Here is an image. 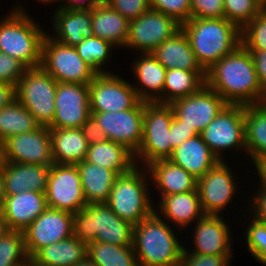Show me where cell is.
<instances>
[{"label":"cell","instance_id":"681fc988","mask_svg":"<svg viewBox=\"0 0 266 266\" xmlns=\"http://www.w3.org/2000/svg\"><path fill=\"white\" fill-rule=\"evenodd\" d=\"M169 133L171 137L170 144L172 150L177 148L187 139L198 135V133L194 129H190L189 127L183 125V123L179 121L175 116L173 117Z\"/></svg>","mask_w":266,"mask_h":266},{"label":"cell","instance_id":"5b68a950","mask_svg":"<svg viewBox=\"0 0 266 266\" xmlns=\"http://www.w3.org/2000/svg\"><path fill=\"white\" fill-rule=\"evenodd\" d=\"M133 225L119 218L106 203L87 204L73 214L72 236L117 246H133Z\"/></svg>","mask_w":266,"mask_h":266},{"label":"cell","instance_id":"74e56055","mask_svg":"<svg viewBox=\"0 0 266 266\" xmlns=\"http://www.w3.org/2000/svg\"><path fill=\"white\" fill-rule=\"evenodd\" d=\"M75 49L84 62L96 73H111L105 71L104 66L110 61L113 53L111 49H115L111 43L98 37L84 38Z\"/></svg>","mask_w":266,"mask_h":266},{"label":"cell","instance_id":"94428289","mask_svg":"<svg viewBox=\"0 0 266 266\" xmlns=\"http://www.w3.org/2000/svg\"><path fill=\"white\" fill-rule=\"evenodd\" d=\"M258 104L266 110V87L263 88L262 96Z\"/></svg>","mask_w":266,"mask_h":266},{"label":"cell","instance_id":"f6af8a7d","mask_svg":"<svg viewBox=\"0 0 266 266\" xmlns=\"http://www.w3.org/2000/svg\"><path fill=\"white\" fill-rule=\"evenodd\" d=\"M26 69L18 59L0 52V82L16 86Z\"/></svg>","mask_w":266,"mask_h":266},{"label":"cell","instance_id":"4dcf8cb0","mask_svg":"<svg viewBox=\"0 0 266 266\" xmlns=\"http://www.w3.org/2000/svg\"><path fill=\"white\" fill-rule=\"evenodd\" d=\"M93 36L124 48L127 42L129 20L112 9L106 2L92 10Z\"/></svg>","mask_w":266,"mask_h":266},{"label":"cell","instance_id":"f35d334b","mask_svg":"<svg viewBox=\"0 0 266 266\" xmlns=\"http://www.w3.org/2000/svg\"><path fill=\"white\" fill-rule=\"evenodd\" d=\"M23 232L9 231L0 237V266H29Z\"/></svg>","mask_w":266,"mask_h":266},{"label":"cell","instance_id":"9c48e42d","mask_svg":"<svg viewBox=\"0 0 266 266\" xmlns=\"http://www.w3.org/2000/svg\"><path fill=\"white\" fill-rule=\"evenodd\" d=\"M58 83L89 85L97 75L75 47L56 41L47 33L42 42L41 65Z\"/></svg>","mask_w":266,"mask_h":266},{"label":"cell","instance_id":"816d5d0a","mask_svg":"<svg viewBox=\"0 0 266 266\" xmlns=\"http://www.w3.org/2000/svg\"><path fill=\"white\" fill-rule=\"evenodd\" d=\"M251 53L257 77L262 88L266 87V50H248Z\"/></svg>","mask_w":266,"mask_h":266},{"label":"cell","instance_id":"2e32d148","mask_svg":"<svg viewBox=\"0 0 266 266\" xmlns=\"http://www.w3.org/2000/svg\"><path fill=\"white\" fill-rule=\"evenodd\" d=\"M225 161H219L214 167L197 180V190L201 207L205 215H220L228 207L237 192V176Z\"/></svg>","mask_w":266,"mask_h":266},{"label":"cell","instance_id":"d6986e66","mask_svg":"<svg viewBox=\"0 0 266 266\" xmlns=\"http://www.w3.org/2000/svg\"><path fill=\"white\" fill-rule=\"evenodd\" d=\"M4 143L7 162L43 166L53 164L49 127L39 126L34 131L13 135Z\"/></svg>","mask_w":266,"mask_h":266},{"label":"cell","instance_id":"7dc6e473","mask_svg":"<svg viewBox=\"0 0 266 266\" xmlns=\"http://www.w3.org/2000/svg\"><path fill=\"white\" fill-rule=\"evenodd\" d=\"M191 18H224L223 0H190Z\"/></svg>","mask_w":266,"mask_h":266},{"label":"cell","instance_id":"30bf717a","mask_svg":"<svg viewBox=\"0 0 266 266\" xmlns=\"http://www.w3.org/2000/svg\"><path fill=\"white\" fill-rule=\"evenodd\" d=\"M244 114L245 105L227 104L200 133L202 140L220 161L225 160L221 154L229 149L237 152L244 150L247 154Z\"/></svg>","mask_w":266,"mask_h":266},{"label":"cell","instance_id":"f5cc1de1","mask_svg":"<svg viewBox=\"0 0 266 266\" xmlns=\"http://www.w3.org/2000/svg\"><path fill=\"white\" fill-rule=\"evenodd\" d=\"M105 3V0H63L59 8L92 10L93 8ZM64 4V5H63Z\"/></svg>","mask_w":266,"mask_h":266},{"label":"cell","instance_id":"f546056e","mask_svg":"<svg viewBox=\"0 0 266 266\" xmlns=\"http://www.w3.org/2000/svg\"><path fill=\"white\" fill-rule=\"evenodd\" d=\"M87 256V244L71 236L39 249L29 266H74Z\"/></svg>","mask_w":266,"mask_h":266},{"label":"cell","instance_id":"4316f807","mask_svg":"<svg viewBox=\"0 0 266 266\" xmlns=\"http://www.w3.org/2000/svg\"><path fill=\"white\" fill-rule=\"evenodd\" d=\"M169 160L191 173L197 180L220 161L200 134L175 148Z\"/></svg>","mask_w":266,"mask_h":266},{"label":"cell","instance_id":"d6a6232c","mask_svg":"<svg viewBox=\"0 0 266 266\" xmlns=\"http://www.w3.org/2000/svg\"><path fill=\"white\" fill-rule=\"evenodd\" d=\"M87 204L106 203L119 176L116 171L90 164L83 160L76 164Z\"/></svg>","mask_w":266,"mask_h":266},{"label":"cell","instance_id":"bcb514c9","mask_svg":"<svg viewBox=\"0 0 266 266\" xmlns=\"http://www.w3.org/2000/svg\"><path fill=\"white\" fill-rule=\"evenodd\" d=\"M105 2L129 21L138 18L150 9L149 0H105Z\"/></svg>","mask_w":266,"mask_h":266},{"label":"cell","instance_id":"603a6c76","mask_svg":"<svg viewBox=\"0 0 266 266\" xmlns=\"http://www.w3.org/2000/svg\"><path fill=\"white\" fill-rule=\"evenodd\" d=\"M52 13L53 36L50 37L62 44L75 47L84 38L93 37L92 11L80 9H63L57 7Z\"/></svg>","mask_w":266,"mask_h":266},{"label":"cell","instance_id":"ee69618b","mask_svg":"<svg viewBox=\"0 0 266 266\" xmlns=\"http://www.w3.org/2000/svg\"><path fill=\"white\" fill-rule=\"evenodd\" d=\"M231 256L195 254L183 247L179 266H231Z\"/></svg>","mask_w":266,"mask_h":266},{"label":"cell","instance_id":"1f68e13d","mask_svg":"<svg viewBox=\"0 0 266 266\" xmlns=\"http://www.w3.org/2000/svg\"><path fill=\"white\" fill-rule=\"evenodd\" d=\"M85 161L116 171L119 175L137 166L135 154L126 146L111 140L89 145Z\"/></svg>","mask_w":266,"mask_h":266},{"label":"cell","instance_id":"d4e9b609","mask_svg":"<svg viewBox=\"0 0 266 266\" xmlns=\"http://www.w3.org/2000/svg\"><path fill=\"white\" fill-rule=\"evenodd\" d=\"M50 166L7 162L3 170L6 196L26 191L46 192Z\"/></svg>","mask_w":266,"mask_h":266},{"label":"cell","instance_id":"ab89813d","mask_svg":"<svg viewBox=\"0 0 266 266\" xmlns=\"http://www.w3.org/2000/svg\"><path fill=\"white\" fill-rule=\"evenodd\" d=\"M224 18L242 29L264 9V0H223Z\"/></svg>","mask_w":266,"mask_h":266},{"label":"cell","instance_id":"11a10c76","mask_svg":"<svg viewBox=\"0 0 266 266\" xmlns=\"http://www.w3.org/2000/svg\"><path fill=\"white\" fill-rule=\"evenodd\" d=\"M259 181L266 183V157L263 158L256 166Z\"/></svg>","mask_w":266,"mask_h":266},{"label":"cell","instance_id":"c3c4849f","mask_svg":"<svg viewBox=\"0 0 266 266\" xmlns=\"http://www.w3.org/2000/svg\"><path fill=\"white\" fill-rule=\"evenodd\" d=\"M259 182V189H257L258 191L256 190V192H253L255 196L251 198L253 199V201L249 200L251 210L253 211H251L249 208L246 210V212L249 210L250 214H252L250 217H253L259 222L266 223V183H263L261 181Z\"/></svg>","mask_w":266,"mask_h":266},{"label":"cell","instance_id":"b9f144b4","mask_svg":"<svg viewBox=\"0 0 266 266\" xmlns=\"http://www.w3.org/2000/svg\"><path fill=\"white\" fill-rule=\"evenodd\" d=\"M245 231L247 249L259 263L266 264V223L251 217ZM247 232V233H246Z\"/></svg>","mask_w":266,"mask_h":266},{"label":"cell","instance_id":"3957f363","mask_svg":"<svg viewBox=\"0 0 266 266\" xmlns=\"http://www.w3.org/2000/svg\"><path fill=\"white\" fill-rule=\"evenodd\" d=\"M170 225L155 212L133 227L138 266H179L182 244Z\"/></svg>","mask_w":266,"mask_h":266},{"label":"cell","instance_id":"7bdbcfd3","mask_svg":"<svg viewBox=\"0 0 266 266\" xmlns=\"http://www.w3.org/2000/svg\"><path fill=\"white\" fill-rule=\"evenodd\" d=\"M150 8L174 18L179 24L191 19L190 0H149Z\"/></svg>","mask_w":266,"mask_h":266},{"label":"cell","instance_id":"91938a15","mask_svg":"<svg viewBox=\"0 0 266 266\" xmlns=\"http://www.w3.org/2000/svg\"><path fill=\"white\" fill-rule=\"evenodd\" d=\"M74 266H98L88 256Z\"/></svg>","mask_w":266,"mask_h":266},{"label":"cell","instance_id":"ffe728a7","mask_svg":"<svg viewBox=\"0 0 266 266\" xmlns=\"http://www.w3.org/2000/svg\"><path fill=\"white\" fill-rule=\"evenodd\" d=\"M221 215H204L194 223L195 231L193 238L191 237L194 249L190 252L203 255H233L230 227Z\"/></svg>","mask_w":266,"mask_h":266},{"label":"cell","instance_id":"ac0fdd59","mask_svg":"<svg viewBox=\"0 0 266 266\" xmlns=\"http://www.w3.org/2000/svg\"><path fill=\"white\" fill-rule=\"evenodd\" d=\"M90 115L89 85L57 84L55 113L49 128H81Z\"/></svg>","mask_w":266,"mask_h":266},{"label":"cell","instance_id":"6f0895ef","mask_svg":"<svg viewBox=\"0 0 266 266\" xmlns=\"http://www.w3.org/2000/svg\"><path fill=\"white\" fill-rule=\"evenodd\" d=\"M6 164L7 160H6L5 143L0 140V172H3Z\"/></svg>","mask_w":266,"mask_h":266},{"label":"cell","instance_id":"6125c7cd","mask_svg":"<svg viewBox=\"0 0 266 266\" xmlns=\"http://www.w3.org/2000/svg\"><path fill=\"white\" fill-rule=\"evenodd\" d=\"M39 3H44V4H51V3H57L58 1H62V0H37Z\"/></svg>","mask_w":266,"mask_h":266},{"label":"cell","instance_id":"4fadbf2b","mask_svg":"<svg viewBox=\"0 0 266 266\" xmlns=\"http://www.w3.org/2000/svg\"><path fill=\"white\" fill-rule=\"evenodd\" d=\"M139 101L131 82L115 73L97 74L89 83L91 112L129 110Z\"/></svg>","mask_w":266,"mask_h":266},{"label":"cell","instance_id":"e0dca14e","mask_svg":"<svg viewBox=\"0 0 266 266\" xmlns=\"http://www.w3.org/2000/svg\"><path fill=\"white\" fill-rule=\"evenodd\" d=\"M73 214L47 207L24 231L25 248L31 258L39 249L72 236Z\"/></svg>","mask_w":266,"mask_h":266},{"label":"cell","instance_id":"9f6ffc18","mask_svg":"<svg viewBox=\"0 0 266 266\" xmlns=\"http://www.w3.org/2000/svg\"><path fill=\"white\" fill-rule=\"evenodd\" d=\"M6 198L3 172H0V210L3 208Z\"/></svg>","mask_w":266,"mask_h":266},{"label":"cell","instance_id":"7c38bea8","mask_svg":"<svg viewBox=\"0 0 266 266\" xmlns=\"http://www.w3.org/2000/svg\"><path fill=\"white\" fill-rule=\"evenodd\" d=\"M180 29L181 24L174 18L150 8L143 15L129 21L125 47L139 53H151Z\"/></svg>","mask_w":266,"mask_h":266},{"label":"cell","instance_id":"5bb4252c","mask_svg":"<svg viewBox=\"0 0 266 266\" xmlns=\"http://www.w3.org/2000/svg\"><path fill=\"white\" fill-rule=\"evenodd\" d=\"M228 103L206 84L192 95L172 101L174 116L200 134Z\"/></svg>","mask_w":266,"mask_h":266},{"label":"cell","instance_id":"be15d7a7","mask_svg":"<svg viewBox=\"0 0 266 266\" xmlns=\"http://www.w3.org/2000/svg\"><path fill=\"white\" fill-rule=\"evenodd\" d=\"M264 8L266 9V0H264Z\"/></svg>","mask_w":266,"mask_h":266},{"label":"cell","instance_id":"6da1fadb","mask_svg":"<svg viewBox=\"0 0 266 266\" xmlns=\"http://www.w3.org/2000/svg\"><path fill=\"white\" fill-rule=\"evenodd\" d=\"M205 84L228 104H258L263 92L251 53L242 44L206 71Z\"/></svg>","mask_w":266,"mask_h":266},{"label":"cell","instance_id":"8fae6325","mask_svg":"<svg viewBox=\"0 0 266 266\" xmlns=\"http://www.w3.org/2000/svg\"><path fill=\"white\" fill-rule=\"evenodd\" d=\"M47 206L69 213H76L87 205L77 165L55 164L50 166L45 192Z\"/></svg>","mask_w":266,"mask_h":266},{"label":"cell","instance_id":"db71d44e","mask_svg":"<svg viewBox=\"0 0 266 266\" xmlns=\"http://www.w3.org/2000/svg\"><path fill=\"white\" fill-rule=\"evenodd\" d=\"M16 100V86L0 82V109Z\"/></svg>","mask_w":266,"mask_h":266},{"label":"cell","instance_id":"60d3db41","mask_svg":"<svg viewBox=\"0 0 266 266\" xmlns=\"http://www.w3.org/2000/svg\"><path fill=\"white\" fill-rule=\"evenodd\" d=\"M241 44L247 50H266V9L241 29Z\"/></svg>","mask_w":266,"mask_h":266},{"label":"cell","instance_id":"d590c367","mask_svg":"<svg viewBox=\"0 0 266 266\" xmlns=\"http://www.w3.org/2000/svg\"><path fill=\"white\" fill-rule=\"evenodd\" d=\"M39 126L17 99L0 109V140L3 142L13 135L34 131Z\"/></svg>","mask_w":266,"mask_h":266},{"label":"cell","instance_id":"f1b7e54d","mask_svg":"<svg viewBox=\"0 0 266 266\" xmlns=\"http://www.w3.org/2000/svg\"><path fill=\"white\" fill-rule=\"evenodd\" d=\"M49 129L53 163L76 165L85 160L89 144L81 128Z\"/></svg>","mask_w":266,"mask_h":266},{"label":"cell","instance_id":"83f0119b","mask_svg":"<svg viewBox=\"0 0 266 266\" xmlns=\"http://www.w3.org/2000/svg\"><path fill=\"white\" fill-rule=\"evenodd\" d=\"M151 53L167 70L178 68L206 72L197 62L188 37L182 29L158 45Z\"/></svg>","mask_w":266,"mask_h":266},{"label":"cell","instance_id":"cb8c5ba5","mask_svg":"<svg viewBox=\"0 0 266 266\" xmlns=\"http://www.w3.org/2000/svg\"><path fill=\"white\" fill-rule=\"evenodd\" d=\"M158 208L154 210L155 213L161 216L160 218L163 217V220L166 221L167 219L169 224H175L177 229L179 227L180 230L190 224L192 226L194 224L192 222H197L205 215L201 207L198 191L164 196L159 200Z\"/></svg>","mask_w":266,"mask_h":266},{"label":"cell","instance_id":"680465c9","mask_svg":"<svg viewBox=\"0 0 266 266\" xmlns=\"http://www.w3.org/2000/svg\"><path fill=\"white\" fill-rule=\"evenodd\" d=\"M10 231L7 221L4 218L2 211L0 210V237L5 236Z\"/></svg>","mask_w":266,"mask_h":266},{"label":"cell","instance_id":"52a82bcc","mask_svg":"<svg viewBox=\"0 0 266 266\" xmlns=\"http://www.w3.org/2000/svg\"><path fill=\"white\" fill-rule=\"evenodd\" d=\"M174 112L169 104L144 101L143 139L135 154L136 164L147 167L154 161L171 157L170 126ZM141 159V160H140Z\"/></svg>","mask_w":266,"mask_h":266},{"label":"cell","instance_id":"9a60e30c","mask_svg":"<svg viewBox=\"0 0 266 266\" xmlns=\"http://www.w3.org/2000/svg\"><path fill=\"white\" fill-rule=\"evenodd\" d=\"M108 140L122 144L134 154L143 139L144 101L118 112H91Z\"/></svg>","mask_w":266,"mask_h":266},{"label":"cell","instance_id":"836d02e7","mask_svg":"<svg viewBox=\"0 0 266 266\" xmlns=\"http://www.w3.org/2000/svg\"><path fill=\"white\" fill-rule=\"evenodd\" d=\"M244 133L246 153L256 166L266 157V110L259 104L245 106Z\"/></svg>","mask_w":266,"mask_h":266},{"label":"cell","instance_id":"7402d4cb","mask_svg":"<svg viewBox=\"0 0 266 266\" xmlns=\"http://www.w3.org/2000/svg\"><path fill=\"white\" fill-rule=\"evenodd\" d=\"M139 55L142 56H139L137 61H133L132 65V71L135 79H137V84L132 86L141 101L163 104V89L167 69L152 53Z\"/></svg>","mask_w":266,"mask_h":266},{"label":"cell","instance_id":"484cf974","mask_svg":"<svg viewBox=\"0 0 266 266\" xmlns=\"http://www.w3.org/2000/svg\"><path fill=\"white\" fill-rule=\"evenodd\" d=\"M146 168L150 174V181L154 182L157 190L160 191L159 199L171 194L198 191L197 179L169 159L154 161Z\"/></svg>","mask_w":266,"mask_h":266},{"label":"cell","instance_id":"7a4b0ae2","mask_svg":"<svg viewBox=\"0 0 266 266\" xmlns=\"http://www.w3.org/2000/svg\"><path fill=\"white\" fill-rule=\"evenodd\" d=\"M181 29L205 71L241 45V29L226 18H191Z\"/></svg>","mask_w":266,"mask_h":266},{"label":"cell","instance_id":"e575fe53","mask_svg":"<svg viewBox=\"0 0 266 266\" xmlns=\"http://www.w3.org/2000/svg\"><path fill=\"white\" fill-rule=\"evenodd\" d=\"M206 72H194L182 69H170L166 71L163 104L183 98L197 92L205 85Z\"/></svg>","mask_w":266,"mask_h":266},{"label":"cell","instance_id":"ba28073f","mask_svg":"<svg viewBox=\"0 0 266 266\" xmlns=\"http://www.w3.org/2000/svg\"><path fill=\"white\" fill-rule=\"evenodd\" d=\"M58 82L41 66L27 68L16 85V99L40 126L49 127L55 113Z\"/></svg>","mask_w":266,"mask_h":266},{"label":"cell","instance_id":"44dd1931","mask_svg":"<svg viewBox=\"0 0 266 266\" xmlns=\"http://www.w3.org/2000/svg\"><path fill=\"white\" fill-rule=\"evenodd\" d=\"M47 207L45 193L26 191L6 196L1 211L10 231L23 232Z\"/></svg>","mask_w":266,"mask_h":266},{"label":"cell","instance_id":"277c9868","mask_svg":"<svg viewBox=\"0 0 266 266\" xmlns=\"http://www.w3.org/2000/svg\"><path fill=\"white\" fill-rule=\"evenodd\" d=\"M27 13L17 5L0 19V52L34 68L41 65L42 42L47 33Z\"/></svg>","mask_w":266,"mask_h":266},{"label":"cell","instance_id":"8d00e7d4","mask_svg":"<svg viewBox=\"0 0 266 266\" xmlns=\"http://www.w3.org/2000/svg\"><path fill=\"white\" fill-rule=\"evenodd\" d=\"M87 256L98 266H138L133 246L92 241L87 244Z\"/></svg>","mask_w":266,"mask_h":266},{"label":"cell","instance_id":"f907efd6","mask_svg":"<svg viewBox=\"0 0 266 266\" xmlns=\"http://www.w3.org/2000/svg\"><path fill=\"white\" fill-rule=\"evenodd\" d=\"M81 130L89 145L108 140L104 132L101 130V127L99 126L97 120L92 114L81 126Z\"/></svg>","mask_w":266,"mask_h":266},{"label":"cell","instance_id":"8992f818","mask_svg":"<svg viewBox=\"0 0 266 266\" xmlns=\"http://www.w3.org/2000/svg\"><path fill=\"white\" fill-rule=\"evenodd\" d=\"M147 176H150L147 168L138 165L119 175L106 202L119 218L133 226L155 212L156 207L153 206L149 195L151 193L148 192L150 188Z\"/></svg>","mask_w":266,"mask_h":266}]
</instances>
